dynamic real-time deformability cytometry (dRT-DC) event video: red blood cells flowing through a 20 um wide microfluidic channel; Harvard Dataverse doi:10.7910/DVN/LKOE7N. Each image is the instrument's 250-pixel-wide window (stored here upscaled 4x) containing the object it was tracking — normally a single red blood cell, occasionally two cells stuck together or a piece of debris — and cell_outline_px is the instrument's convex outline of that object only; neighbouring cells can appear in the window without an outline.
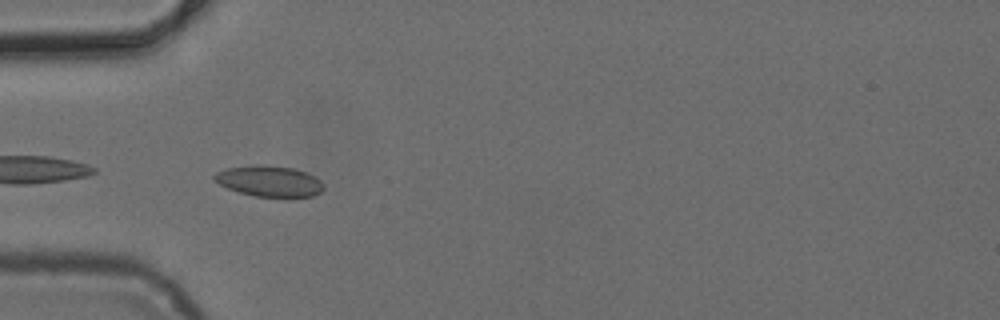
{"species": "common noctule bat (a hibernating species)", "species_latin": "Nyctalus noctula", "temperature_condition": "cold", "stored_images_in_passage": 6, "camera_frame_rate_fps": 3000, "um_per_image_px": 0.085, "animal": {"sex": "female", "body_mass_g": 24.6, "forearm_length_mm": 56.2}, "frame": {"image": 1, "passage_image": 4, "time_ms": 3.333, "image_size_px": [1000, 320], "cell_outline_px": [[324, 188], [320, 192], [312, 196], [256, 196], [240, 192], [228, 188], [212, 180], [212, 176], [216, 172], [228, 168], [260, 164], [292, 168], [304, 172], [320, 180], [324, 184]], "centroid_in_image_um": [22.85, 15.39], "position_along_channel_um": 62.1, "area_um2": 19.31}}
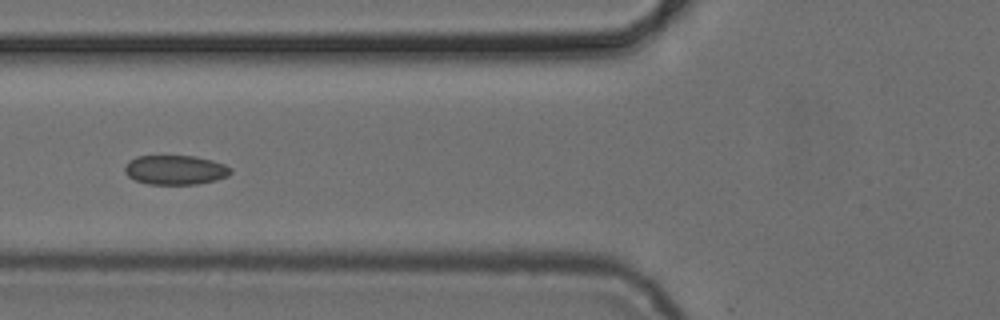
{"frame": {"image": 2, "passage_image": 5, "time_ms": 4.667, "image_size_px": [1000, 320], "cell_outline_px": [[232, 172], [228, 176], [216, 180], [196, 184], [148, 184], [136, 180], [128, 176], [124, 172], [124, 168], [128, 160], [136, 156], [196, 156], [212, 160], [224, 164], [232, 168]], "centroid_in_image_um": [14.9, 14.44], "position_along_channel_um": 110.9, "area_um2": 18.26}}
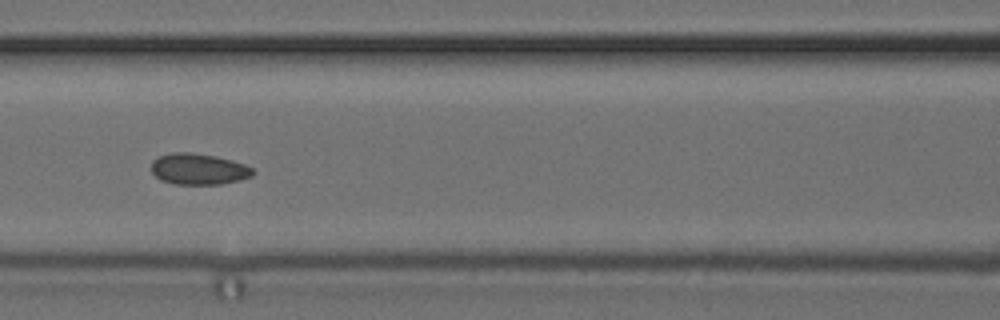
{"frame": {"image": 3, "passage_image": 6, "time_ms": 5.667, "image_size_px": [1000, 320], "cell_outline_px": [[256, 172], [252, 176], [240, 180], [220, 184], [172, 184], [160, 180], [152, 172], [152, 160], [160, 156], [172, 152], [192, 152], [216, 156], [232, 160], [244, 164], [252, 168]], "centroid_in_image_um": [16.88, 14.37], "position_along_channel_um": 149.7, "area_um2": 18.55}}